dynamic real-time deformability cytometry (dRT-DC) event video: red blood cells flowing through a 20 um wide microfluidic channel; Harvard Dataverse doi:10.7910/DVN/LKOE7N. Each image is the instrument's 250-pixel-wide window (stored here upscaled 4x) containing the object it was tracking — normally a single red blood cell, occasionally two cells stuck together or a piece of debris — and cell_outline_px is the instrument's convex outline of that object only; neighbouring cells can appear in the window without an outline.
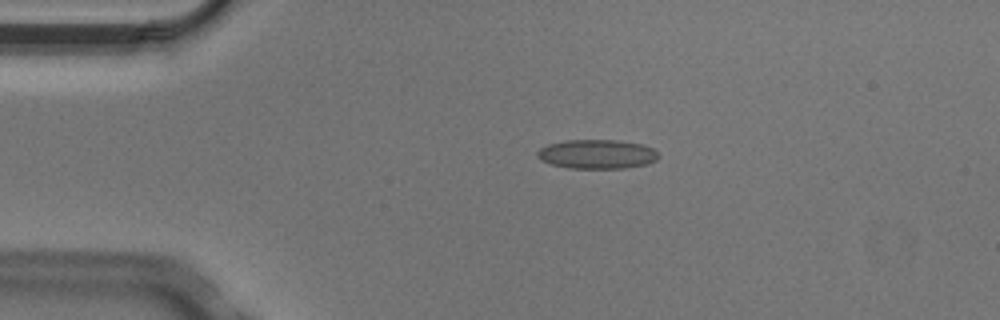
{"species": "Egyptian fruit bat (a non-hibernating species)", "species_latin": "Rousettus aegyptiacus", "temperature_condition": "cold", "stored_images_in_passage": 4, "camera_frame_rate_fps": 3000, "um_per_image_px": 0.085, "animal": {"sex": "male"}, "frame": {"image": 1, "passage_image": 3, "time_ms": 0.667, "image_size_px": [1000, 320], "cell_outline_px": [[660, 156], [656, 160], [648, 164], [624, 168], [568, 168], [552, 164], [540, 160], [536, 156], [536, 152], [540, 148], [548, 144], [564, 140], [616, 140], [644, 144], [652, 148]], "centroid_in_image_um": [50.74, 13.1], "position_along_channel_um": 34.3, "area_um2": 20.75}}